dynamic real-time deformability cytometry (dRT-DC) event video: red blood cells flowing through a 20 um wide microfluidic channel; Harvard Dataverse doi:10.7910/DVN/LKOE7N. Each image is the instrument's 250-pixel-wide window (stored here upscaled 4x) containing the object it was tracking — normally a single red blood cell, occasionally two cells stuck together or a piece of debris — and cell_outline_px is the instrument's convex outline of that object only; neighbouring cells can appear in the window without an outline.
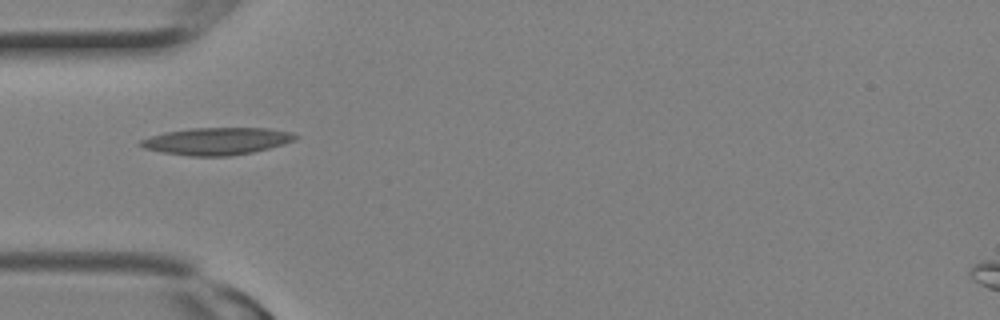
{"species": "Egyptian fruit bat (a non-hibernating species)", "species_latin": "Rousettus aegyptiacus", "temperature_condition": "room temperature", "stored_images_in_passage": 7, "camera_frame_rate_fps": 3000, "um_per_image_px": 0.085, "animal": {"sex": "female"}, "frame": {"image": 1, "passage_image": 1, "time_ms": 0.0, "image_size_px": [1000, 320], "cell_outline_px": [[300, 136], [296, 140], [284, 144], [252, 152], [228, 156], [188, 156], [160, 152], [144, 148], [136, 144], [140, 140], [164, 132], [192, 128], [268, 128], [292, 132]], "centroid_in_image_um": [18.43, 12.0], "position_along_channel_um": 66.6, "area_um2": 24.68}}
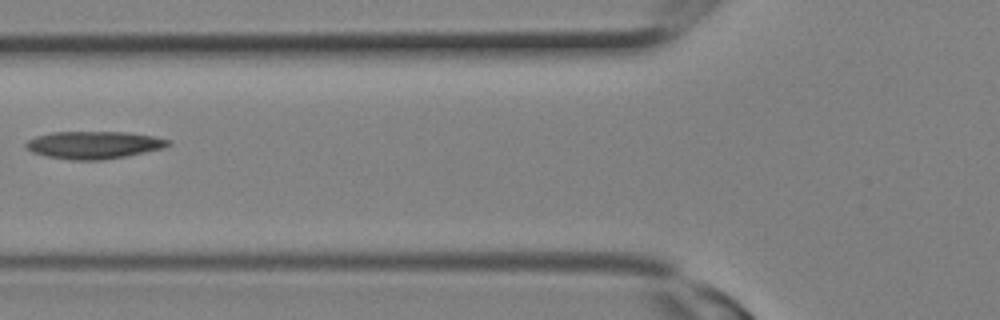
{"frame": {"image": 2, "passage_image": 3, "time_ms": 0.667, "image_size_px": [1000, 320], "cell_outline_px": [[172, 144], [164, 148], [104, 160], [72, 160], [48, 156], [32, 152], [24, 148], [24, 144], [28, 140], [36, 136], [52, 132], [128, 132], [152, 136], [172, 140]], "centroid_in_image_um": [7.97, 12.31], "position_along_channel_um": 117.8, "area_um2": 22.83}}
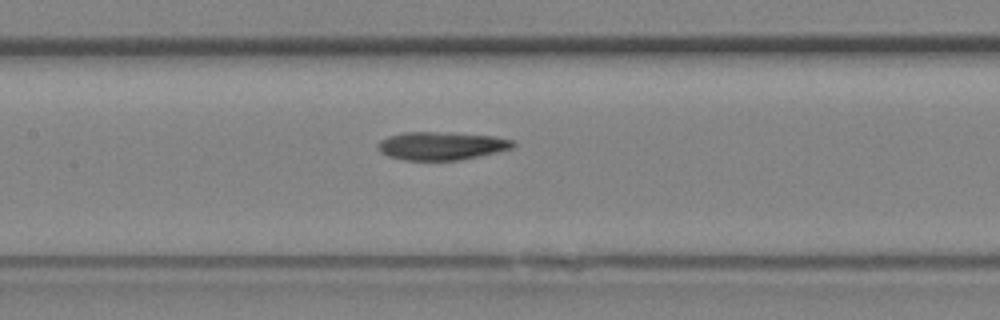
{"frame": {"image": 3, "passage_image": 5, "time_ms": 1.333, "image_size_px": [1000, 320], "cell_outline_px": [[516, 144], [512, 148], [480, 156], [460, 160], [404, 160], [388, 156], [380, 152], [376, 148], [376, 144], [380, 140], [388, 136], [404, 132], [436, 132], [496, 136], [516, 140]], "centroid_in_image_um": [37.51, 12.4], "position_along_channel_um": 169.9, "area_um2": 22.31}}